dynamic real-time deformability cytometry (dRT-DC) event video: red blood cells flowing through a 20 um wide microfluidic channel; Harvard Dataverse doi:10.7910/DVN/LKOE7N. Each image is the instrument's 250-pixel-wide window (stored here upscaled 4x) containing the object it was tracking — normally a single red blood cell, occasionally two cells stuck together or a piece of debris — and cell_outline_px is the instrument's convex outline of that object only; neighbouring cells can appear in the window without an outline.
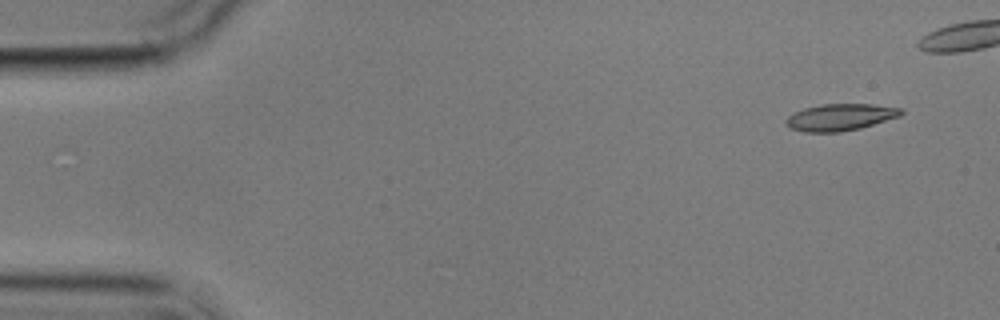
{"species": "common noctule bat (a hibernating species)", "species_latin": "Nyctalus noctula", "temperature_condition": "cold", "stored_images_in_passage": 4, "segment_of_instrument_passage": [2, 2], "camera_frame_rate_fps": 3000, "um_per_image_px": 0.085, "animal": {"sex": "male", "body_mass_g": 17.9}, "frame": {"image": 1, "passage_image": 4, "time_ms": 5.667, "image_size_px": [1000, 320], "cell_outline_px": [[904, 112], [900, 116], [860, 128], [840, 132], [804, 132], [788, 128], [784, 124], [784, 120], [792, 112], [804, 108], [820, 104], [872, 104], [904, 108]], "centroid_in_image_um": [71.38, 9.96], "position_along_channel_um": 13.6, "area_um2": 18.26}}